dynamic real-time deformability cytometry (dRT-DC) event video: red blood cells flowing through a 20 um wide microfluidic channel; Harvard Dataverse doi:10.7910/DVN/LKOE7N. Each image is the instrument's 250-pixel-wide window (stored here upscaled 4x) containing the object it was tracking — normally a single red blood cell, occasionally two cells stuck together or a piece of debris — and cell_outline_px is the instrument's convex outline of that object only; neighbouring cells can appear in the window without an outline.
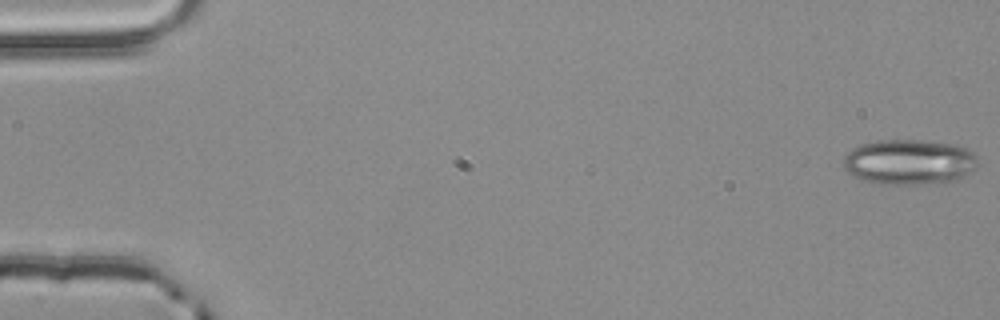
{"species": "common noctule bat (a hibernating species)", "species_latin": "Nyctalus noctula", "temperature_condition": "room temperature", "stored_images_in_passage": 54, "camera_frame_rate_fps": 3000, "um_per_image_px": 0.085, "animal": {"sex": "male", "body_mass_g": 20.4}, "frame": {"image": 1, "passage_image": 1, "time_ms": 0.0, "image_size_px": [1000, 320], "cell_outline_px": [[976, 168], [964, 176], [956, 180], [916, 184], [876, 184], [864, 180], [848, 172], [844, 168], [844, 156], [852, 148], [860, 144], [876, 140], [924, 140], [952, 144], [964, 148], [972, 152], [976, 156]], "centroid_in_image_um": [77.25, 13.76], "position_along_channel_um": 7.7, "area_um2": 35.32}}
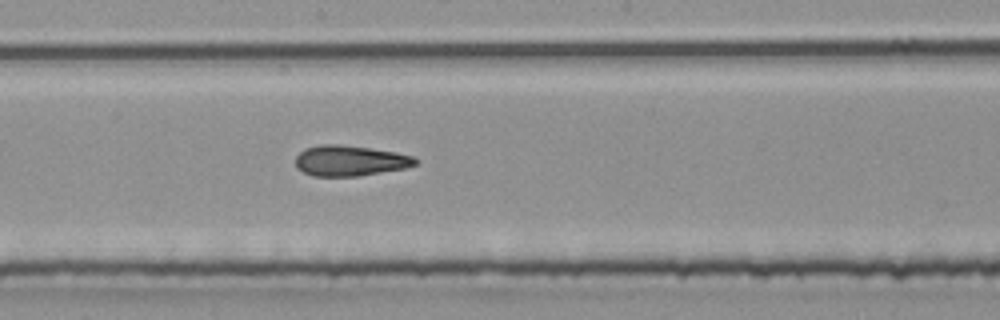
{"frame": {"image": 2, "passage_image": 30, "time_ms": 9.667, "image_size_px": [1000, 320], "cell_outline_px": [[420, 160], [416, 164], [404, 168], [356, 176], [312, 176], [296, 168], [296, 156], [304, 148], [320, 144], [340, 144], [396, 152], [412, 156]], "centroid_in_image_um": [29.71, 13.65], "position_along_channel_um": 218.5, "area_um2": 21.27}}
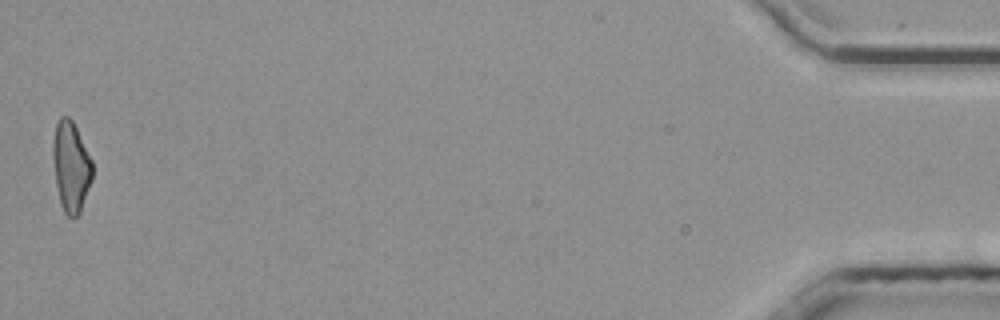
{"frame": {"image": 3, "passage_image": 54, "time_ms": 17.667, "image_size_px": [1000, 320], "cell_outline_px": [[92, 180], [80, 212], [76, 216], [68, 216], [64, 212], [60, 200], [56, 184], [52, 156], [52, 140], [56, 124], [60, 116], [68, 116], [72, 120], [92, 160]], "centroid_in_image_um": [6.02, 14.13], "position_along_channel_um": 429.2, "area_um2": 20.63}, "authors_computed_cell_mechanics": {"area_um2": 21.9062, "velocity_mm_per_s": 3.8954, "shape_relaxation_time_tau1_ms": null, "shape_relaxation_time_tau2_ms": 3.2509, "deformation_change_tau1": null, "deformation_change_tau2": 0.1342}}